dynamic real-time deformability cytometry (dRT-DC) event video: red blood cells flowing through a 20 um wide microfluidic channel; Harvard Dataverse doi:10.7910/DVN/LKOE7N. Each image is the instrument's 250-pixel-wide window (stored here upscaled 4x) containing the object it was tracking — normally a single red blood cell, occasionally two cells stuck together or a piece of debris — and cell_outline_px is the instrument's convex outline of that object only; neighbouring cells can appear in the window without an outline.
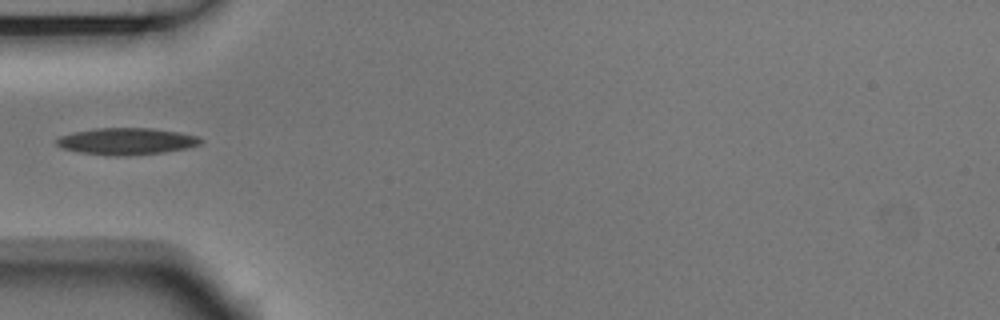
{"species": "Egyptian fruit bat (a non-hibernating species)", "species_latin": "Rousettus aegyptiacus", "temperature_condition": "room temperature", "stored_images_in_passage": 3, "camera_frame_rate_fps": 3000, "um_per_image_px": 0.085, "animal": {"sex": "male"}, "frame": {"image": 1, "passage_image": 3, "time_ms": 0.667, "image_size_px": [1000, 320], "cell_outline_px": [[204, 140], [200, 144], [188, 148], [164, 152], [124, 156], [112, 156], [80, 152], [64, 148], [56, 144], [56, 140], [60, 136], [72, 132], [96, 128], [152, 128], [180, 132], [196, 136]], "centroid_in_image_um": [10.78, 12.0], "position_along_channel_um": 74.2, "area_um2": 22.48}}